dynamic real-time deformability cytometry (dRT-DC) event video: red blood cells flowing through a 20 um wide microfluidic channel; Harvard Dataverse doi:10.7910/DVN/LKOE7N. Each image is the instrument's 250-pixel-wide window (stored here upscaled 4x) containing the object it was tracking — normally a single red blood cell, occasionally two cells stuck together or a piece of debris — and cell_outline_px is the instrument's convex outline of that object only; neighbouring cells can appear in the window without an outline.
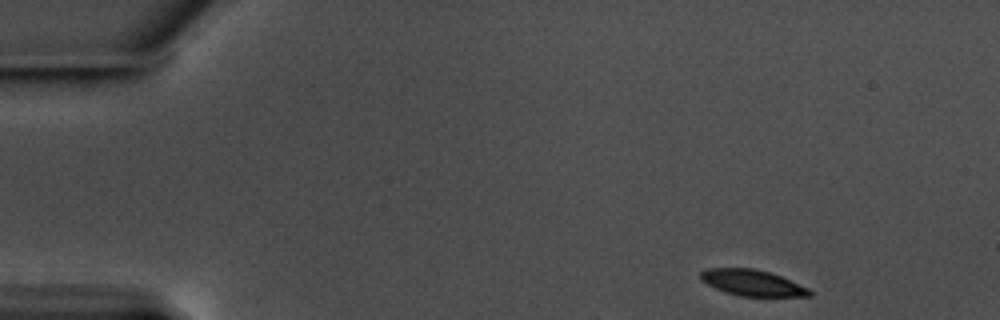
{"species": "common noctule bat (a hibernating species)", "species_latin": "Nyctalus noctula", "temperature_condition": "warm", "stored_images_in_passage": 9, "camera_frame_rate_fps": 3000, "um_per_image_px": 0.085, "animal": {"sex": "male", "body_mass_g": 17.5, "forearm_length_mm": 52.3}, "frame": {"image": 1, "passage_image": 1, "time_ms": 0.0, "image_size_px": [1000, 320], "cell_outline_px": [[812, 296], [740, 296], [716, 288], [700, 280], [700, 272], [704, 268], [756, 268], [780, 276], [808, 288], [812, 292]], "centroid_in_image_um": [63.92, 24.02], "position_along_channel_um": 21.1, "area_um2": 16.36}}